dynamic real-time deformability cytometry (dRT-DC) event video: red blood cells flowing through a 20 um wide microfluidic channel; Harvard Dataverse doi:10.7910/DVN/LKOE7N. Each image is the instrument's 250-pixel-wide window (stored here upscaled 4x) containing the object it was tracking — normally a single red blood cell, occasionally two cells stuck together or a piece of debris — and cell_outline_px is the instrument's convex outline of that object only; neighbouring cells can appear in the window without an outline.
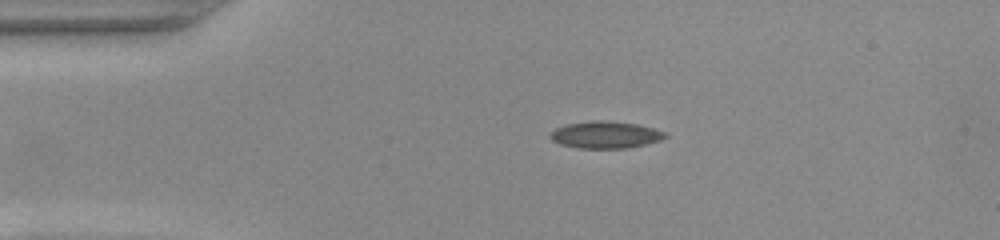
{"species": "common noctule bat (a hibernating species)", "species_latin": "Nyctalus noctula", "temperature_condition": "warm", "stored_images_in_passage": 42, "camera_frame_rate_fps": 3000, "um_per_image_px": 0.085, "animal": {"sex": "female", "body_mass_g": 22.0, "forearm_length_mm": 56.7}, "frame": {"image": 1, "passage_image": 1, "time_ms": 0.0, "image_size_px": [1000, 240], "cell_outline_px": [[668, 136], [660, 140], [628, 148], [580, 148], [560, 144], [552, 140], [548, 136], [556, 128], [568, 124], [596, 120], [600, 120], [636, 124], [652, 128], [664, 132]], "centroid_in_image_um": [51.44, 11.46], "position_along_channel_um": 33.6, "area_um2": 17.74}}
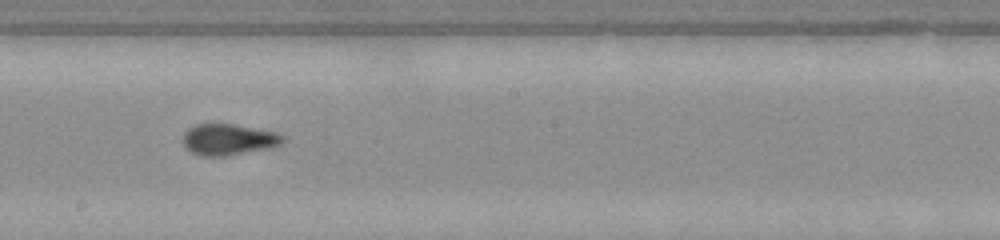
{"frame": {"image": 2, "passage_image": 19, "time_ms": 6.0, "image_size_px": [1000, 240], "cell_outline_px": [[284, 140], [280, 144], [272, 148], [224, 156], [200, 156], [192, 152], [180, 140], [184, 132], [188, 128], [196, 124], [232, 124], [276, 132], [284, 136]], "centroid_in_image_um": [19.4, 11.86], "position_along_channel_um": 228.8, "area_um2": 18.21}}
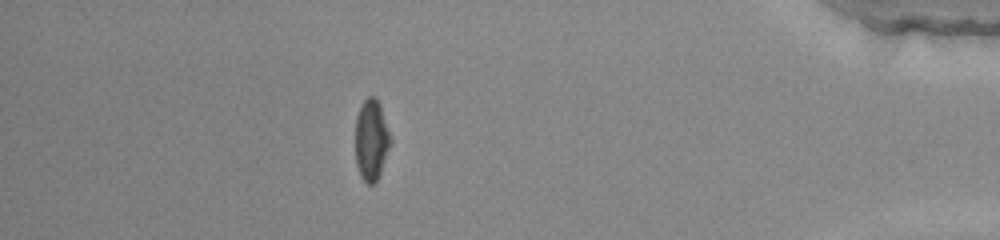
{"frame": {"image": 3, "passage_image": 36, "time_ms": 11.667, "image_size_px": [1000, 240], "cell_outline_px": [[392, 140], [380, 176], [372, 184], [368, 184], [360, 176], [356, 164], [356, 116], [360, 104], [368, 96], [372, 96], [380, 104]], "centroid_in_image_um": [31.57, 11.9], "position_along_channel_um": 403.6, "area_um2": 16.65}, "authors_computed_cell_mechanics": {"area_um2": 17.8891, "velocity_mm_per_s": 3.9268, "shape_relaxation_time_tau1_ms": null, "shape_relaxation_time_tau2_ms": 1.0887, "deformation_change_tau1": null, "deformation_change_tau2": 0.0701}}